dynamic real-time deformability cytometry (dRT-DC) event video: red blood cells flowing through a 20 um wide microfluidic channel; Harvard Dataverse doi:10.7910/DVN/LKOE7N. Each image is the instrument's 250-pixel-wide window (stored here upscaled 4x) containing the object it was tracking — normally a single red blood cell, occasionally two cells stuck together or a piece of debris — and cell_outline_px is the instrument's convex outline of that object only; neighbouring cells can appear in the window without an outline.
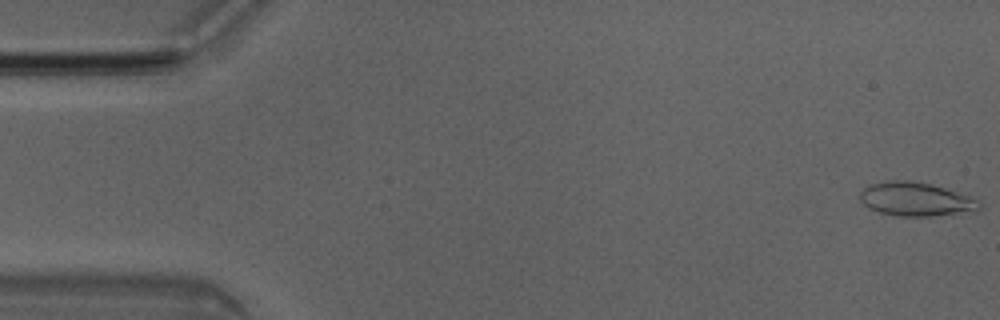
{"species": "Egyptian fruit bat (a non-hibernating species)", "species_latin": "Rousettus aegyptiacus", "temperature_condition": "room temperature", "stored_images_in_passage": 50, "camera_frame_rate_fps": 3000, "um_per_image_px": 0.085, "animal": {"sex": "male"}, "frame": {"image": 1, "passage_image": 1, "time_ms": 0.0, "image_size_px": [1000, 320], "cell_outline_px": [[984, 204], [980, 212], [928, 216], [896, 216], [880, 212], [868, 208], [860, 200], [860, 192], [868, 184], [888, 180], [908, 180], [932, 184], [972, 196]], "centroid_in_image_um": [77.93, 16.94], "position_along_channel_um": 7.1, "area_um2": 24.1}}
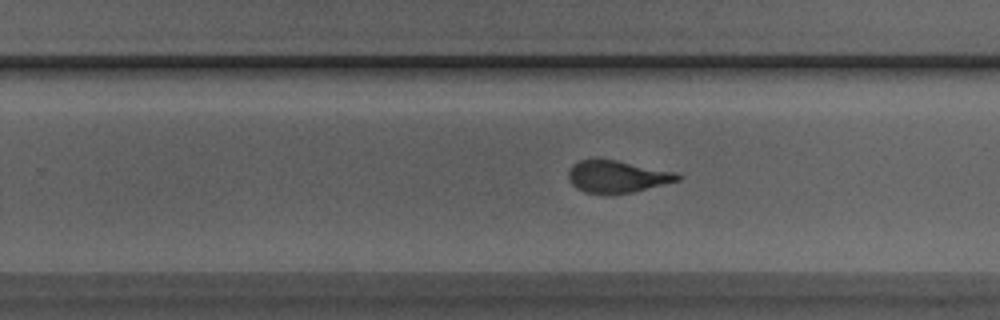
{"frame": {"image": 2, "passage_image": 31, "time_ms": 10.0, "image_size_px": [1000, 320], "cell_outline_px": [[684, 176], [680, 180], [632, 192], [584, 192], [576, 188], [568, 180], [568, 168], [572, 164], [580, 160], [592, 156], [616, 160], [676, 172]], "centroid_in_image_um": [52.41, 14.95], "position_along_channel_um": 277.4, "area_um2": 20.58}}
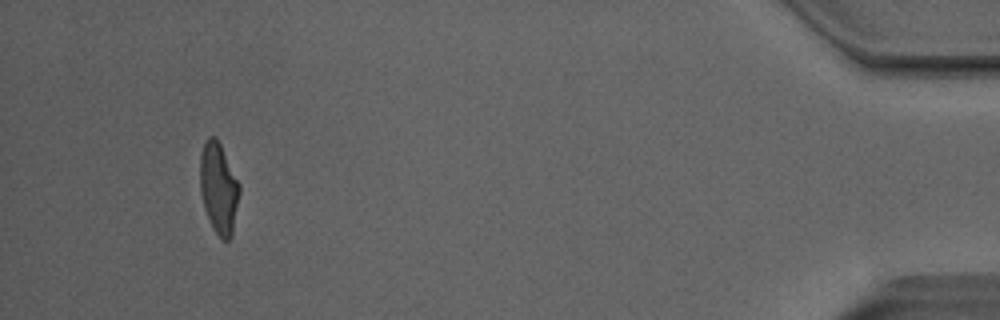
{"frame": {"image": 3, "passage_image": 47, "time_ms": 15.333, "image_size_px": [1000, 320], "cell_outline_px": [[240, 192], [232, 236], [228, 240], [220, 240], [212, 228], [204, 208], [200, 192], [200, 156], [204, 144], [208, 136], [216, 136], [240, 184]], "centroid_in_image_um": [18.59, 16.03], "position_along_channel_um": 416.6, "area_um2": 21.04}, "authors_computed_cell_mechanics": {"area_um2": 21.3282, "velocity_mm_per_s": 4.0615, "shape_relaxation_time_tau1_ms": 7.4869, "shape_relaxation_time_tau2_ms": 1.0985, "deformation_change_tau1": 0.2342, "deformation_change_tau2": 0.0919}}